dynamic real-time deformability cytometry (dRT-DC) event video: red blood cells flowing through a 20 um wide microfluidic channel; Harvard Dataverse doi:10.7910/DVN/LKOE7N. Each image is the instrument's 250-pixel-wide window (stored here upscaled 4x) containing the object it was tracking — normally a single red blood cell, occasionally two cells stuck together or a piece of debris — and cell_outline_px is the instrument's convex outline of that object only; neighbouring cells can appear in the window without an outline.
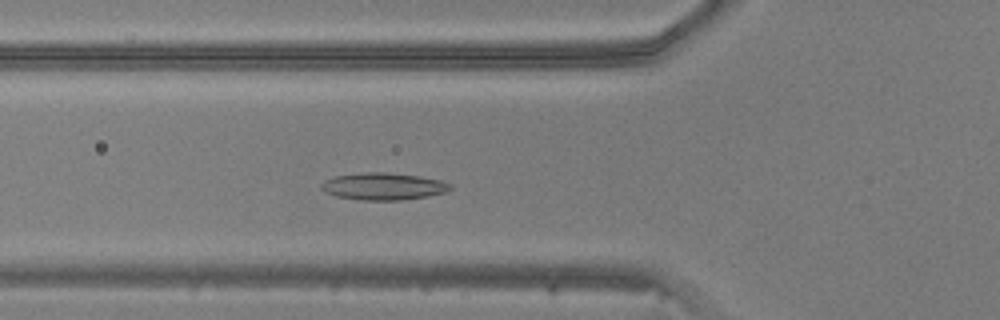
{"species": "common noctule bat (a hibernating species)", "species_latin": "Nyctalus noctula", "temperature_condition": "warm", "stored_images_in_passage": 47, "camera_frame_rate_fps": 3000, "um_per_image_px": 0.085, "animal": {"sex": "male", "body_mass_g": 20.5, "forearm_length_mm": 52.5}, "frame": {"image": 1, "passage_image": 15, "time_ms": 4.667, "image_size_px": [1000, 320], "cell_outline_px": [[452, 188], [444, 192], [428, 196], [400, 200], [360, 200], [336, 196], [324, 192], [320, 188], [320, 184], [324, 180], [336, 176], [364, 172], [384, 172], [420, 176], [440, 180], [452, 184]], "centroid_in_image_um": [32.56, 15.84], "position_along_channel_um": 93.2, "area_um2": 20.4}}
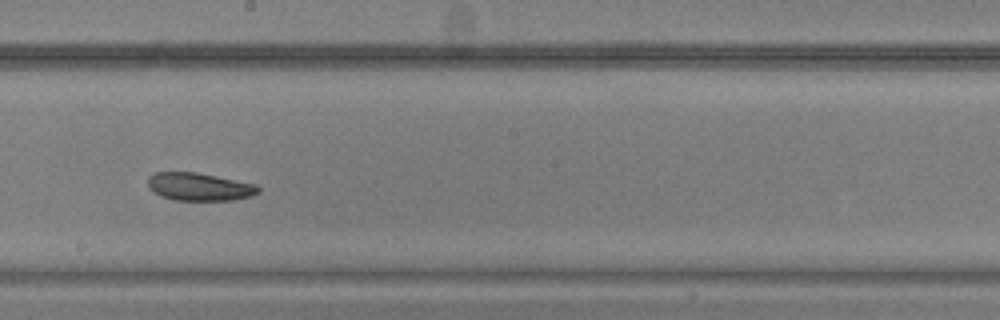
{"frame": {"image": 2, "passage_image": 25, "time_ms": 8.0, "image_size_px": [1000, 320], "cell_outline_px": [[260, 192], [252, 196], [232, 200], [172, 200], [160, 196], [148, 188], [148, 176], [156, 172], [196, 172], [256, 184], [260, 188]], "centroid_in_image_um": [16.93, 15.88], "position_along_channel_um": 231.3, "area_um2": 18.03}}
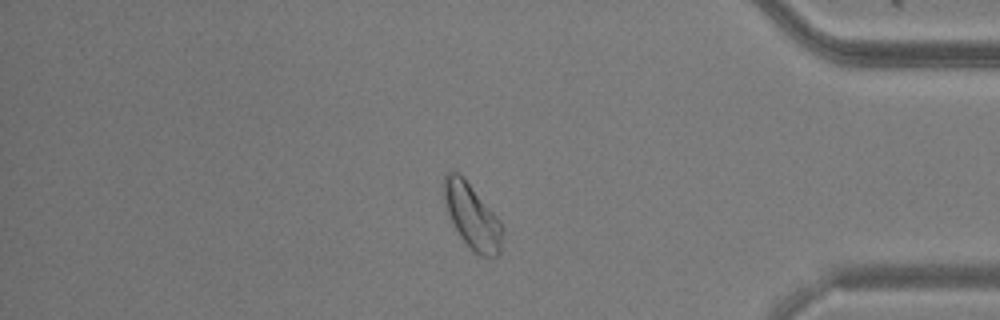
{"frame": {"image": 3, "passage_image": 39, "time_ms": 12.667, "image_size_px": [1000, 320], "cell_outline_px": [[500, 252], [496, 256], [480, 256], [460, 236], [448, 212], [444, 200], [444, 176], [448, 172], [456, 172], [464, 176], [500, 220]], "centroid_in_image_um": [40.11, 18.33], "position_along_channel_um": 395.1, "area_um2": 21.33}}